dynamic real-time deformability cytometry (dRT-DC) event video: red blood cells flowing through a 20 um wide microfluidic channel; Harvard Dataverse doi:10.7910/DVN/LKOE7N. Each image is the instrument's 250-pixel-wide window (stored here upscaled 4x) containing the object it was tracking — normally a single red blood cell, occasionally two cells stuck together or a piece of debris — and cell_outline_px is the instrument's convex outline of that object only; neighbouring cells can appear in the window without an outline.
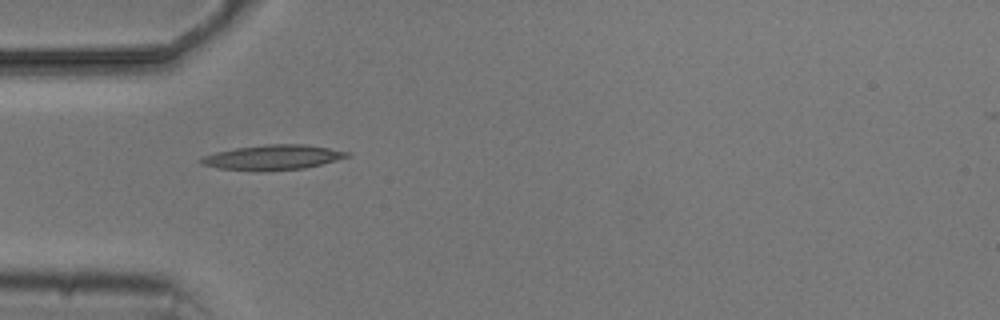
{"species": "common noctule bat (a hibernating species)", "species_latin": "Nyctalus noctula", "temperature_condition": "cold", "stored_images_in_passage": 3, "camera_frame_rate_fps": 3000, "um_per_image_px": 0.085, "animal": {"sex": "male", "body_mass_g": 20.5, "forearm_length_mm": 52.5}, "frame": {"image": 1, "passage_image": 1, "time_ms": 0.0, "image_size_px": [1000, 320], "cell_outline_px": [[352, 156], [304, 168], [260, 172], [256, 172], [220, 168], [200, 164], [200, 160], [204, 156], [216, 152], [236, 148], [264, 144], [304, 144], [352, 152]], "centroid_in_image_um": [23.21, 13.38], "position_along_channel_um": 61.8, "area_um2": 21.33}}
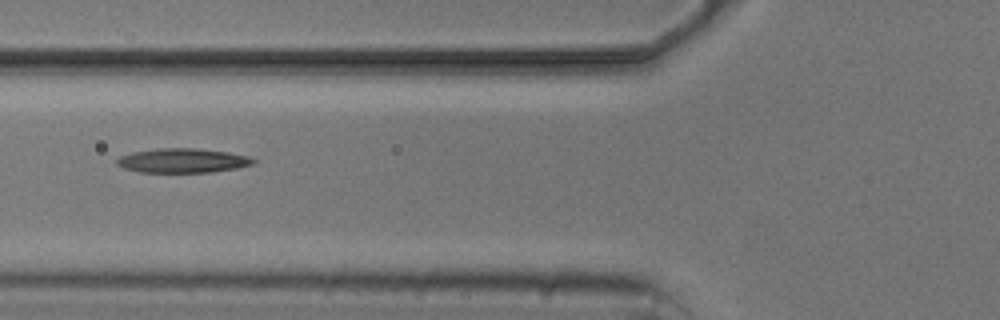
{"frame": {"image": 2, "passage_image": 2, "time_ms": 1.333, "image_size_px": [1000, 320], "cell_outline_px": [[256, 164], [236, 168], [212, 172], [140, 172], [124, 168], [116, 164], [116, 160], [120, 156], [132, 152], [160, 148], [196, 148], [228, 152], [248, 156], [256, 160]], "centroid_in_image_um": [15.54, 13.65], "position_along_channel_um": 110.3, "area_um2": 19.36}}
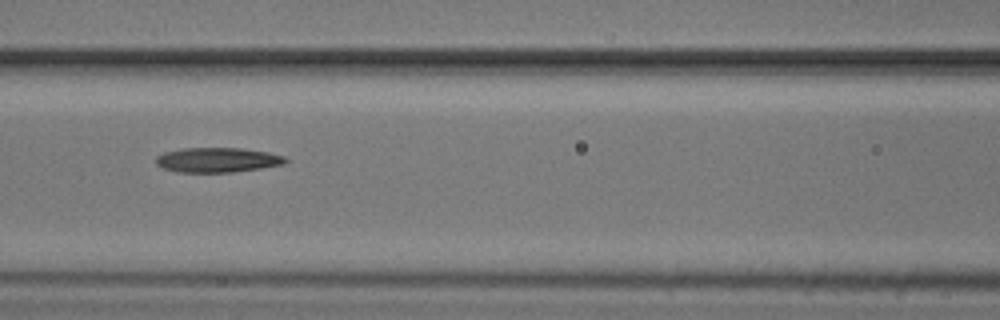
{"frame": {"image": 3, "passage_image": 3, "time_ms": 2.333, "image_size_px": [1000, 320], "cell_outline_px": [[288, 160], [284, 164], [260, 168], [232, 172], [176, 172], [164, 168], [156, 164], [156, 156], [164, 152], [184, 148], [244, 148], [268, 152], [284, 156]], "centroid_in_image_um": [18.48, 13.59], "position_along_channel_um": 148.1, "area_um2": 18.67}}